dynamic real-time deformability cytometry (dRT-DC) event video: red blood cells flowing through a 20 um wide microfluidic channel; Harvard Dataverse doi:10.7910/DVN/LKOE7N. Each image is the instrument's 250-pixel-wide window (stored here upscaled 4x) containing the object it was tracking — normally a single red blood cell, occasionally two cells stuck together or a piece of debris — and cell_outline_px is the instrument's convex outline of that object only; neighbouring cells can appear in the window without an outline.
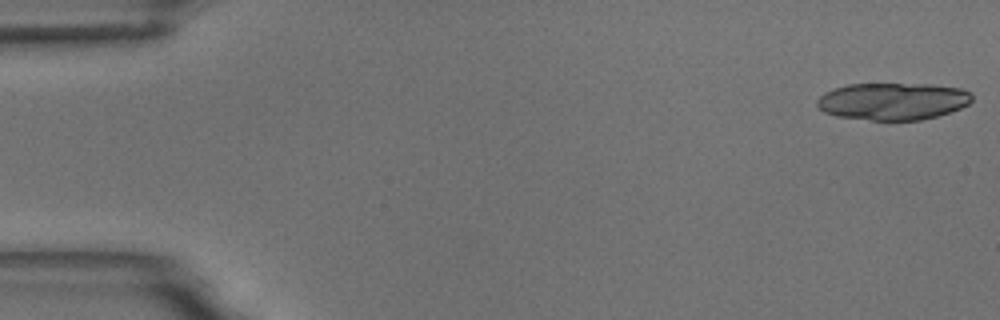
{"species": "common noctule bat (a hibernating species)", "species_latin": "Nyctalus noctula", "temperature_condition": "room temperature", "stored_images_in_passage": 18, "camera_frame_rate_fps": 3000, "um_per_image_px": 0.085, "animal": {"sex": "male", "body_mass_g": 18.8}, "frame": {"image": 1, "passage_image": 1, "time_ms": 0.0, "image_size_px": [1000, 320], "cell_outline_px": [[972, 100], [968, 104], [960, 108], [936, 116], [920, 120], [872, 120], [836, 116], [824, 112], [816, 104], [816, 100], [824, 92], [848, 84], [928, 84], [960, 88], [972, 92]], "centroid_in_image_um": [75.88, 8.6], "position_along_channel_um": 9.1, "area_um2": 33.52}}